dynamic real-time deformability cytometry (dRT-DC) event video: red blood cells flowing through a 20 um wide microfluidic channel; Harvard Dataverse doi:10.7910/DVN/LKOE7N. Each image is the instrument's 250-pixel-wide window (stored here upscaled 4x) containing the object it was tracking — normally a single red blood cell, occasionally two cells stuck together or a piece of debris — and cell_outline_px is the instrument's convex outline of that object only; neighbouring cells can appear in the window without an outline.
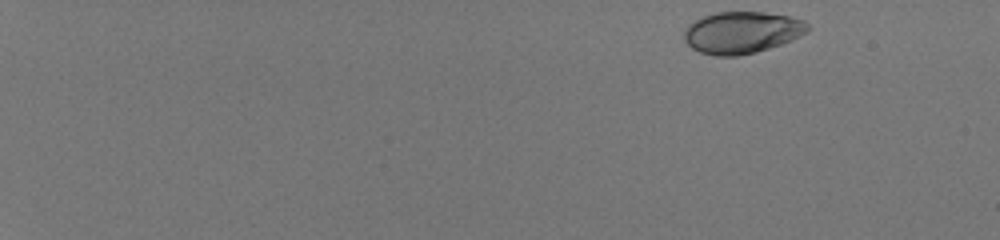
{"species": "human", "species_latin": "Homo sapiens", "temperature_condition": "room temperature", "stored_images_in_passage": 49, "camera_frame_rate_fps": 3000, "um_per_image_px": 0.085, "donor": {"sex": "male"}, "frame": {"image": 1, "passage_image": 1, "time_ms": 0.0, "image_size_px": [1000, 240], "cell_outline_px": [[808, 32], [800, 36], [780, 44], [756, 52], [736, 56], [716, 56], [700, 52], [692, 48], [684, 40], [684, 28], [688, 24], [700, 16], [716, 12], [764, 12], [792, 16], [804, 20], [808, 24]], "centroid_in_image_um": [63.04, 2.74], "position_along_channel_um": 22.0, "area_um2": 30.35}}
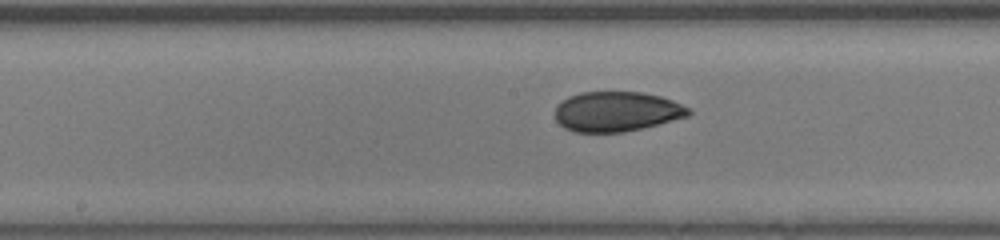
{"frame": {"image": 2, "passage_image": 28, "time_ms": 9.0, "image_size_px": [1000, 240], "cell_outline_px": [[692, 112], [688, 116], [624, 132], [576, 132], [564, 128], [556, 120], [556, 104], [568, 96], [580, 92], [640, 92], [660, 96], [672, 100], [692, 108]], "centroid_in_image_um": [52.4, 9.47], "position_along_channel_um": 195.8, "area_um2": 31.04}}
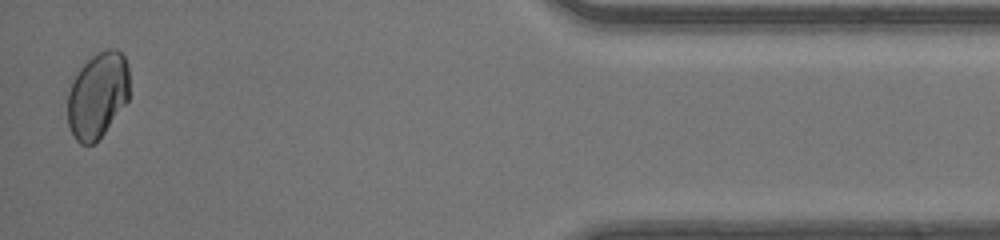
{"frame": {"image": 3, "passage_image": 48, "time_ms": 15.667, "image_size_px": [1000, 240], "cell_outline_px": [[128, 100], [104, 132], [92, 144], [80, 144], [72, 136], [68, 124], [68, 92], [80, 68], [92, 56], [108, 48], [116, 48], [124, 56], [128, 64]], "centroid_in_image_um": [8.29, 8.09], "position_along_channel_um": 426.9, "area_um2": 30.58}}